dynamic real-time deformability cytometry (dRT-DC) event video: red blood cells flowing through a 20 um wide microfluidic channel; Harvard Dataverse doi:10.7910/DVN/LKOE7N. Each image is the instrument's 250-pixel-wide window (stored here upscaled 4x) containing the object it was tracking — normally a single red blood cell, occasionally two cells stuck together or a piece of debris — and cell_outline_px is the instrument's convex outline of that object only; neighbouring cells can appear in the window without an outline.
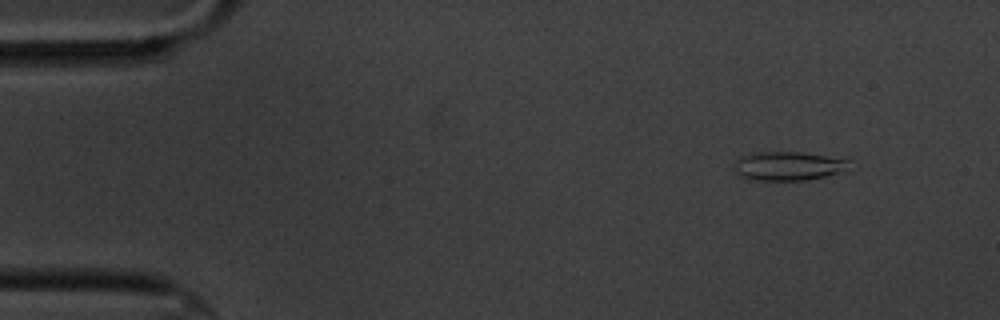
{"species": "common noctule bat (a hibernating species)", "species_latin": "Nyctalus noctula", "temperature_condition": "cold", "stored_images_in_passage": 15, "camera_frame_rate_fps": 3000, "um_per_image_px": 0.085, "animal": {"sex": "male", "body_mass_g": 20.1, "forearm_length_mm": 53.5}, "frame": {"image": 1, "passage_image": 2, "time_ms": 1.333, "image_size_px": [1000, 320], "cell_outline_px": [[848, 172], [804, 180], [748, 180], [740, 176], [736, 172], [736, 160], [740, 156], [756, 152], [800, 152], [848, 160]], "centroid_in_image_um": [67.0, 14.12], "position_along_channel_um": 18.0, "area_um2": 19.31}}
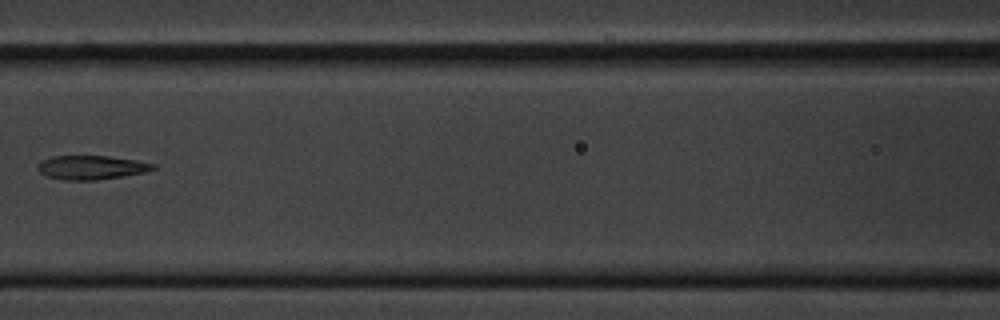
{"frame": {"image": 2, "passage_image": 7, "time_ms": 8.0, "image_size_px": [1000, 320], "cell_outline_px": [[156, 168], [144, 172], [96, 180], [64, 180], [44, 176], [36, 168], [40, 160], [52, 156], [108, 156], [136, 160], [156, 164]], "centroid_in_image_um": [7.7, 14.23], "position_along_channel_um": 158.9, "area_um2": 16.13}}
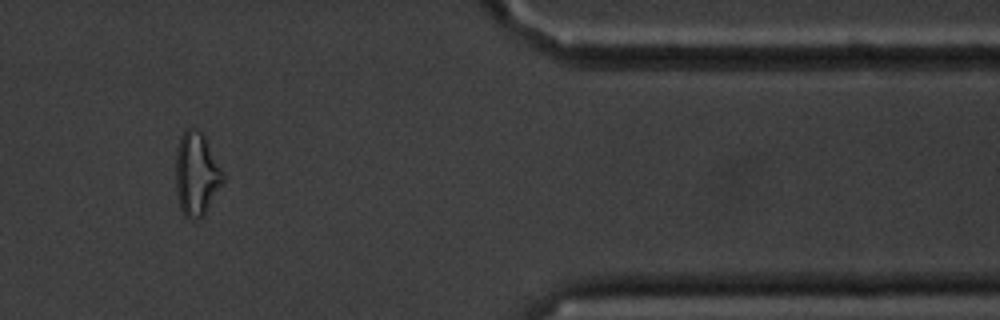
{"frame": {"image": 3, "passage_image": 13, "time_ms": 15.667, "image_size_px": [1000, 320], "cell_outline_px": [[224, 180], [204, 216], [200, 220], [188, 220], [184, 216], [180, 208], [176, 192], [176, 152], [180, 136], [188, 128], [196, 128], [204, 132], [224, 172]], "centroid_in_image_um": [16.71, 14.8], "position_along_channel_um": 394.7, "area_um2": 23.52}, "authors_computed_cell_mechanics": {"area_um2": 17.1088, "velocity_mm_per_s": 3.4615, "shape_relaxation_time_tau1_ms": null, "shape_relaxation_time_tau2_ms": 2.9642, "deformation_change_tau1": null, "deformation_change_tau2": 0.1203}}